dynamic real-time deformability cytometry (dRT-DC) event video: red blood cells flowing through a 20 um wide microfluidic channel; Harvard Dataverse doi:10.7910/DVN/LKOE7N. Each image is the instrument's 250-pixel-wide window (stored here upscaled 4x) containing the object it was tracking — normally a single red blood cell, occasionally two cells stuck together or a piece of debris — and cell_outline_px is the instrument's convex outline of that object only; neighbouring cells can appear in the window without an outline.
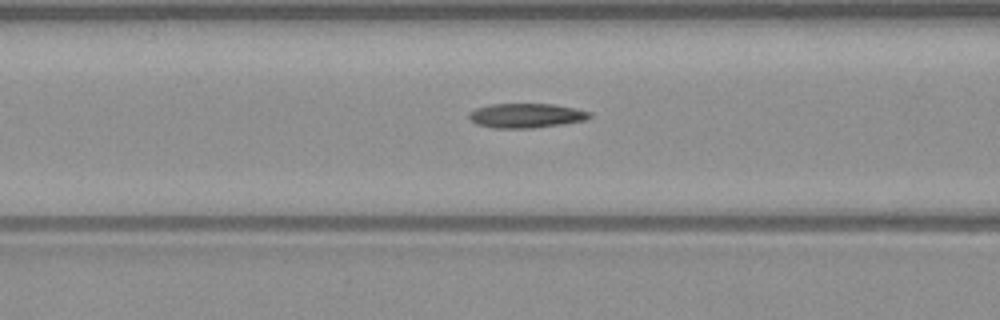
{"species": "common noctule bat (a hibernating species)", "species_latin": "Nyctalus noctula", "temperature_condition": "warm", "stored_images_in_passage": 52, "camera_frame_rate_fps": 3000, "um_per_image_px": 0.085, "animal": {"sex": "male", "body_mass_g": 23.1, "forearm_length_mm": 52.7}, "frame": {"image": 1, "passage_image": 21, "time_ms": 6.667, "image_size_px": [1000, 320], "cell_outline_px": [[592, 116], [584, 120], [564, 124], [532, 128], [492, 128], [476, 124], [468, 116], [468, 112], [476, 108], [492, 104], [552, 104], [592, 112]], "centroid_in_image_um": [44.7, 9.83], "position_along_channel_um": 121.9, "area_um2": 17.17}}
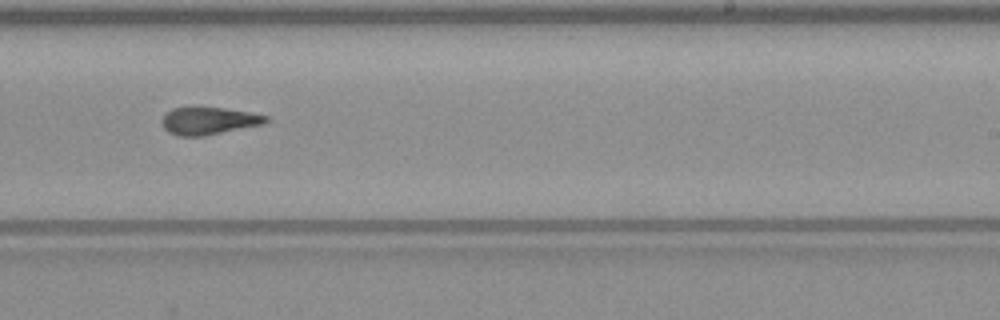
{"frame": {"image": 2, "passage_image": 32, "time_ms": 10.333, "image_size_px": [1000, 320], "cell_outline_px": [[268, 120], [264, 124], [204, 136], [176, 136], [168, 132], [164, 128], [160, 120], [172, 108], [224, 108], [248, 112], [268, 116]], "centroid_in_image_um": [17.73, 10.29], "position_along_channel_um": 271.3, "area_um2": 16.47}}
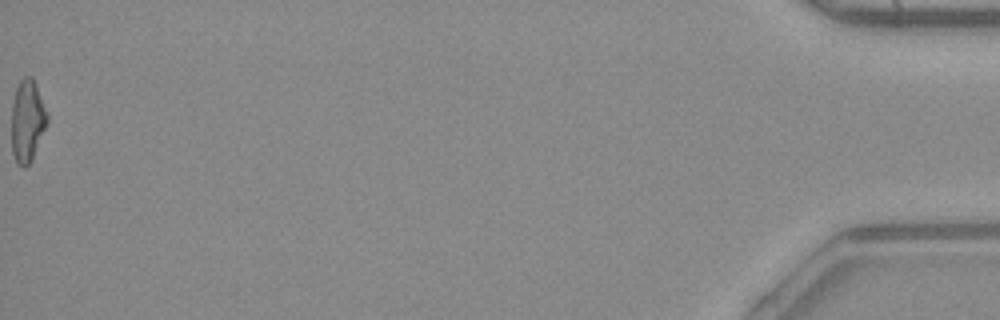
{"frame": {"image": 3, "passage_image": 52, "time_ms": 17.0, "image_size_px": [1000, 320], "cell_outline_px": [[48, 124], [32, 160], [24, 168], [16, 164], [12, 152], [12, 100], [16, 88], [20, 80], [24, 76], [32, 76], [36, 84], [48, 112]], "centroid_in_image_um": [2.34, 10.27], "position_along_channel_um": 432.9, "area_um2": 17.46}, "authors_computed_cell_mechanics": {"area_um2": 16.9354, "velocity_mm_per_s": 4.0796, "shape_relaxation_time_tau1_ms": 4.5474, "shape_relaxation_time_tau2_ms": 4.1566, "deformation_change_tau1": 0.203, "deformation_change_tau2": 0.1574}}